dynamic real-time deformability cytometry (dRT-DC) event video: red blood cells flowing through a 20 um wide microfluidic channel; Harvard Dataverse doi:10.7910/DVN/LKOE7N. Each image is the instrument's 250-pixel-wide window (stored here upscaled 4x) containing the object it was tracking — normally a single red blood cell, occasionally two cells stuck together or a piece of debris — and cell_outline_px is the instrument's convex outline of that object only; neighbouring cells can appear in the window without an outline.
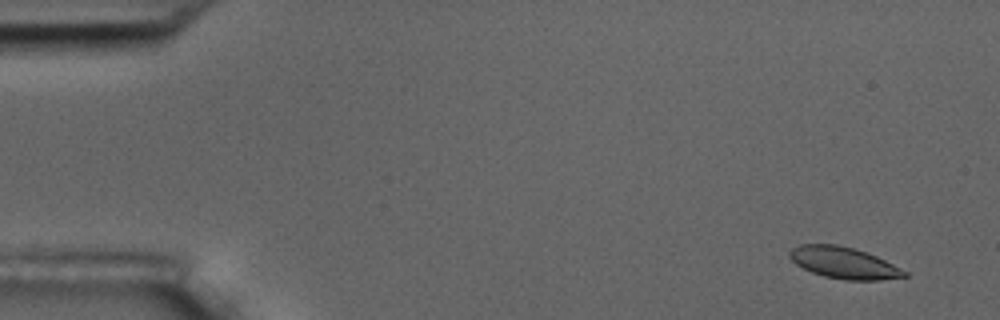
{"species": "common noctule bat (a hibernating species)", "species_latin": "Nyctalus noctula", "temperature_condition": "room temperature", "stored_images_in_passage": 8, "camera_frame_rate_fps": 3000, "um_per_image_px": 0.085, "animal": {"sex": "male", "body_mass_g": 17.5, "forearm_length_mm": 52.3}, "frame": {"image": 1, "passage_image": 2, "time_ms": 1.0, "image_size_px": [1000, 320], "cell_outline_px": [[908, 276], [880, 280], [844, 280], [824, 276], [812, 272], [796, 264], [788, 256], [788, 252], [792, 248], [800, 244], [836, 244], [868, 252], [908, 272]], "centroid_in_image_um": [71.71, 22.33], "position_along_channel_um": 13.3, "area_um2": 21.04}}
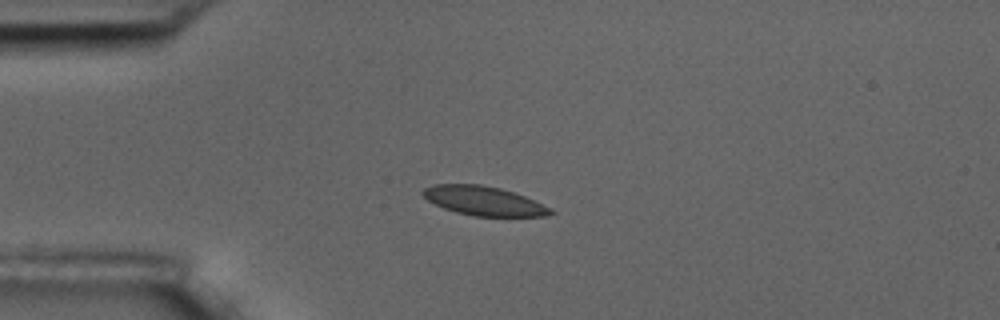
{"frame": {"image": 2, "passage_image": 5, "time_ms": 4.667, "image_size_px": [1000, 320], "cell_outline_px": [[556, 212], [548, 216], [472, 216], [456, 212], [444, 208], [428, 200], [420, 192], [424, 188], [432, 184], [480, 184], [500, 188], [524, 196], [552, 208]], "centroid_in_image_um": [41.13, 17.07], "position_along_channel_um": 43.9, "area_um2": 21.68}}